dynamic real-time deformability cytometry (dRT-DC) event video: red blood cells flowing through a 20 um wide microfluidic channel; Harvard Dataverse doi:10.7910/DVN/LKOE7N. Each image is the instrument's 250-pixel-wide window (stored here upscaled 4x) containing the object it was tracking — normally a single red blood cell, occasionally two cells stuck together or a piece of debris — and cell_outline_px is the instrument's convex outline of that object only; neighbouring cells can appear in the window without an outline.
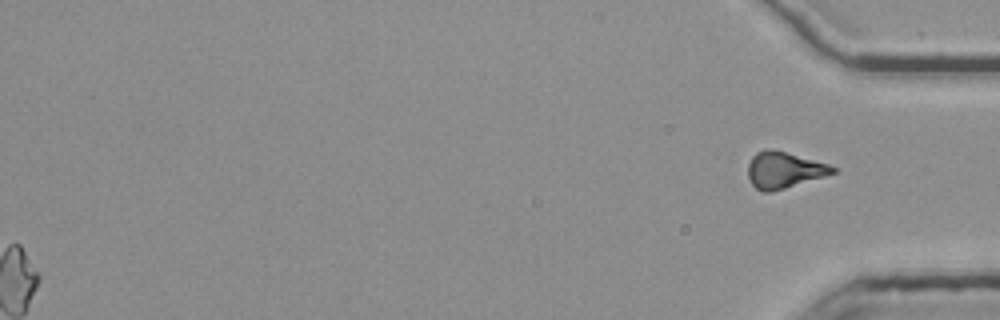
{"species": "common noctule bat (a hibernating species)", "species_latin": "Nyctalus noctula", "temperature_condition": "room temperature", "stored_images_in_passage": 52, "segment_of_instrument_passage": [3, 3], "camera_frame_rate_fps": 3000, "um_per_image_px": 0.085, "animal": {"sex": "female", "body_mass_g": 25.1}, "frame": {"image": 1, "passage_image": 52, "time_ms": 17.0, "image_size_px": [1000, 320], "cell_outline_px": [[836, 172], [824, 176], [772, 192], [760, 192], [752, 184], [748, 176], [748, 164], [752, 156], [756, 152], [764, 148], [772, 148], [828, 164], [836, 168]], "centroid_in_image_um": [66.59, 14.44], "position_along_channel_um": 368.6, "area_um2": 17.92}}